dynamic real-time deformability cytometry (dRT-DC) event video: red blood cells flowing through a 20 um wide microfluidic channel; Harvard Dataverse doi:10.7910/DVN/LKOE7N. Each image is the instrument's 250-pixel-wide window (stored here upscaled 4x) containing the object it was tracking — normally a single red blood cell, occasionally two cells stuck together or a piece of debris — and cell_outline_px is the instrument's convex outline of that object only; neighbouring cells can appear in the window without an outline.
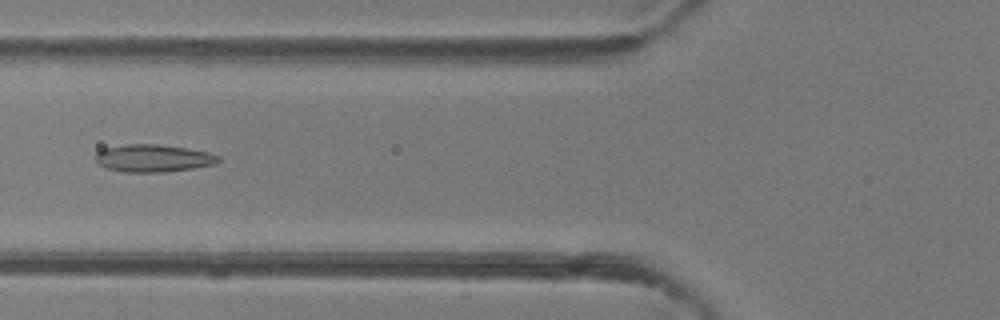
{"species": "common noctule bat (a hibernating species)", "species_latin": "Nyctalus noctula", "temperature_condition": "room temperature", "stored_images_in_passage": 43, "camera_frame_rate_fps": 3000, "um_per_image_px": 0.085, "animal": {"sex": "female"}, "frame": {"image": 1, "passage_image": 20, "time_ms": 6.333, "image_size_px": [1000, 320], "cell_outline_px": [[220, 160], [216, 164], [192, 168], [164, 172], [124, 172], [108, 168], [100, 164], [96, 160], [96, 152], [104, 148], [124, 144], [160, 144], [208, 152], [220, 156]], "centroid_in_image_um": [13.03, 13.44], "position_along_channel_um": 112.8, "area_um2": 19.59}}
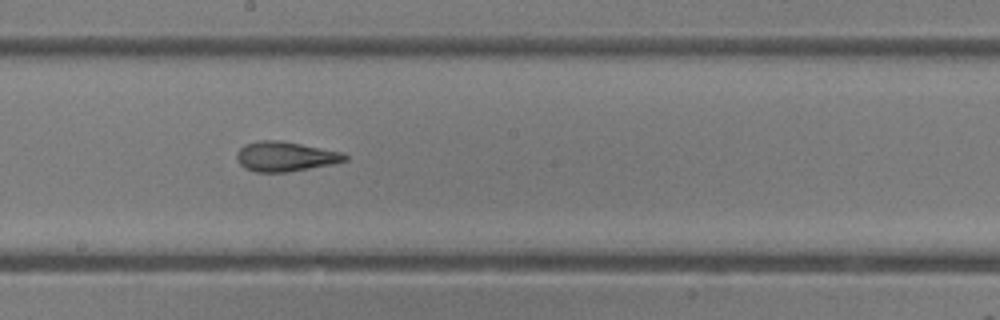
{"frame": {"image": 2, "passage_image": 28, "time_ms": 9.0, "image_size_px": [1000, 320], "cell_outline_px": [[348, 160], [332, 164], [288, 172], [256, 172], [244, 168], [236, 160], [236, 152], [244, 144], [260, 140], [280, 140], [344, 152], [348, 156]], "centroid_in_image_um": [24.24, 13.3], "position_along_channel_um": 224.0, "area_um2": 18.96}}
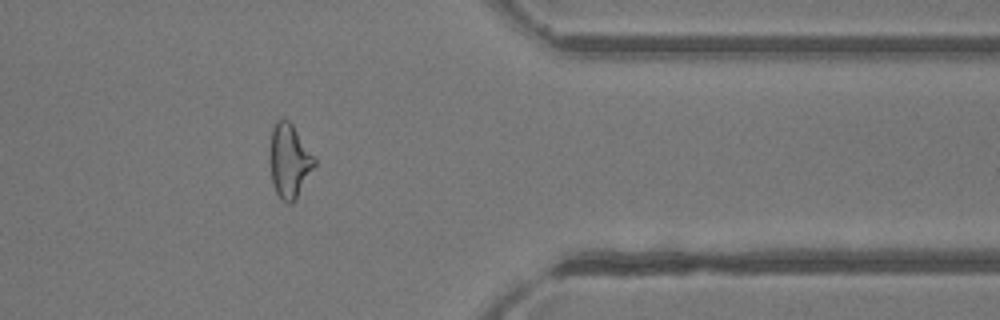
{"frame": {"image": 3, "passage_image": 41, "time_ms": 13.333, "image_size_px": [1000, 320], "cell_outline_px": [[316, 164], [296, 200], [292, 204], [288, 204], [280, 200], [272, 184], [268, 156], [268, 148], [272, 128], [276, 120], [288, 120], [292, 124], [316, 160]], "centroid_in_image_um": [24.55, 13.71], "position_along_channel_um": 386.9, "area_um2": 19.59}, "authors_computed_cell_mechanics": {"area_um2": 19.5942, "velocity_mm_per_s": 4.1581, "shape_relaxation_time_tau1_ms": null, "shape_relaxation_time_tau2_ms": 2.0044, "deformation_change_tau1": null, "deformation_change_tau2": 0.1114}}